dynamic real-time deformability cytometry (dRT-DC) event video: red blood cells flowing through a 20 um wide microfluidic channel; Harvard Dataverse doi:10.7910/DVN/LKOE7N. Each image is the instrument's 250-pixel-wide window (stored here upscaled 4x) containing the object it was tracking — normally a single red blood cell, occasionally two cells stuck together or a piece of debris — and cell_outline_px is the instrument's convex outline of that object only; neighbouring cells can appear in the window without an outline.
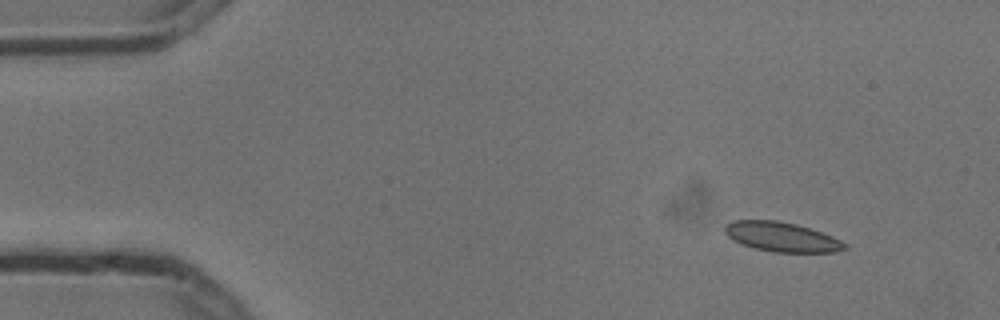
{"species": "common noctule bat (a hibernating species)", "species_latin": "Nyctalus noctula", "temperature_condition": "cold", "stored_images_in_passage": 5, "camera_frame_rate_fps": 3000, "um_per_image_px": 0.085, "animal": {"sex": "male", "body_mass_g": 13.3}, "frame": {"image": 1, "passage_image": 1, "time_ms": 0.0, "image_size_px": [1000, 320], "cell_outline_px": [[848, 248], [836, 252], [772, 252], [752, 248], [732, 240], [724, 232], [724, 224], [732, 220], [776, 220], [796, 224], [832, 236], [848, 244]], "centroid_in_image_um": [66.41, 20.14], "position_along_channel_um": 18.6, "area_um2": 20.81}}
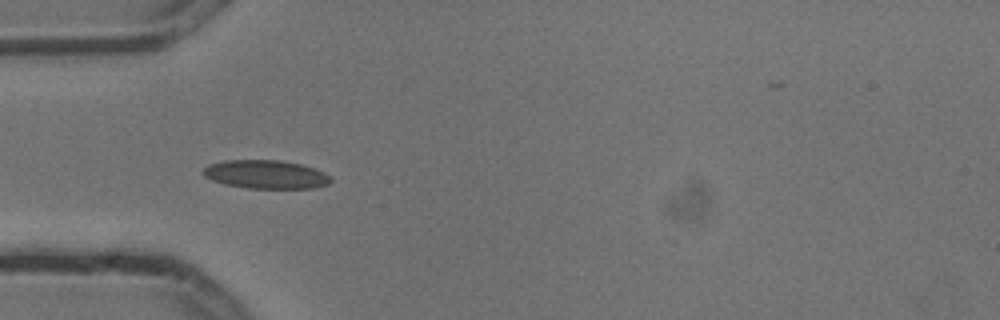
{"frame": {"image": 2, "passage_image": 4, "time_ms": 1.0, "image_size_px": [1000, 320], "cell_outline_px": [[332, 180], [328, 184], [316, 188], [248, 188], [224, 184], [212, 180], [204, 176], [200, 172], [208, 164], [224, 160], [280, 160], [300, 164], [324, 172], [332, 176]], "centroid_in_image_um": [22.58, 14.82], "position_along_channel_um": 62.4, "area_um2": 21.33}}
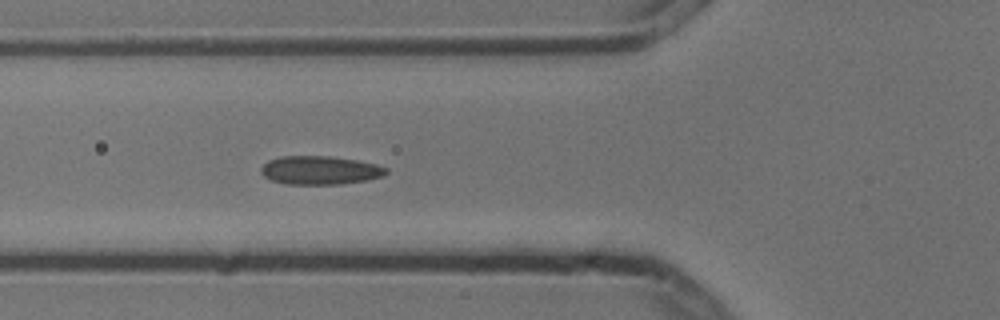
{"frame": {"image": 3, "passage_image": 5, "time_ms": 1.333, "image_size_px": [1000, 320], "cell_outline_px": [[388, 172], [384, 176], [364, 180], [340, 184], [284, 184], [272, 180], [264, 176], [260, 172], [260, 168], [268, 160], [280, 156], [332, 156], [356, 160], [376, 164], [388, 168]], "centroid_in_image_um": [27.19, 14.46], "position_along_channel_um": 98.6, "area_um2": 20.87}}